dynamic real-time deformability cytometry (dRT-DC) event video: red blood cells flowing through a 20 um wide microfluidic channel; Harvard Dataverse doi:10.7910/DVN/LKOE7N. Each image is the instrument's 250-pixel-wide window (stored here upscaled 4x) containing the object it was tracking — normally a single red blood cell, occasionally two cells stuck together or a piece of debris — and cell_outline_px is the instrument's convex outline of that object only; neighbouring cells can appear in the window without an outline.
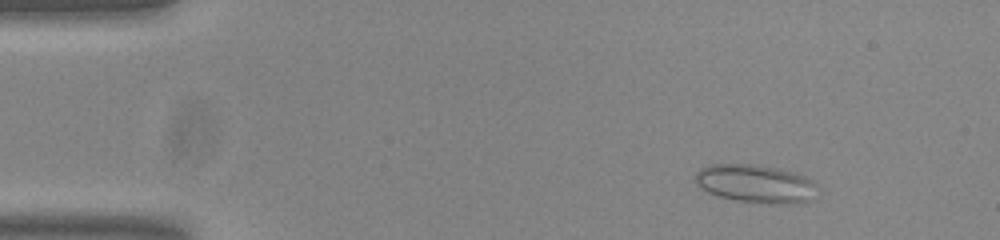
{"species": "common noctule bat (a hibernating species)", "species_latin": "Nyctalus noctula", "temperature_condition": "room temperature", "stored_images_in_passage": 54, "camera_frame_rate_fps": 3000, "um_per_image_px": 0.085, "animal": {"sex": "male", "body_mass_g": 20.0, "forearm_length_mm": 53.3}, "frame": {"image": 1, "passage_image": 7, "time_ms": 2.0, "image_size_px": [1000, 240], "cell_outline_px": [[820, 196], [816, 200], [796, 204], [772, 204], [736, 200], [720, 196], [708, 192], [696, 184], [696, 172], [700, 168], [712, 164], [756, 164], [780, 168], [804, 176], [812, 180], [816, 184]], "centroid_in_image_um": [64.33, 15.63], "position_along_channel_um": 20.7, "area_um2": 27.74}}
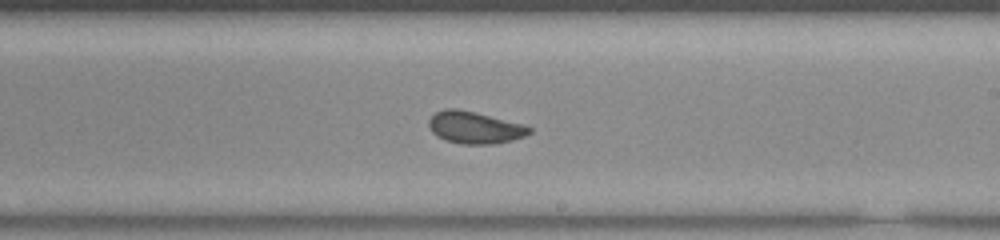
{"frame": {"image": 2, "passage_image": 32, "time_ms": 10.333, "image_size_px": [1000, 240], "cell_outline_px": [[532, 132], [524, 136], [512, 140], [492, 144], [460, 144], [444, 140], [436, 136], [432, 132], [428, 124], [428, 120], [436, 112], [444, 108], [456, 108], [476, 112], [524, 124], [532, 128]], "centroid_in_image_um": [40.34, 10.84], "position_along_channel_um": 248.7, "area_um2": 18.96}}
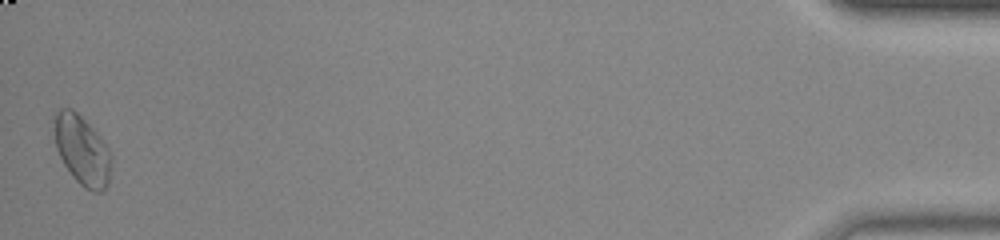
{"frame": {"image": 3, "passage_image": 54, "time_ms": 17.667, "image_size_px": [1000, 240], "cell_outline_px": [[112, 160], [108, 184], [100, 192], [92, 192], [84, 188], [72, 176], [64, 164], [56, 148], [52, 120], [52, 116], [60, 108], [72, 108], [100, 136], [108, 148], [112, 156]], "centroid_in_image_um": [6.96, 12.76], "position_along_channel_um": 428.2, "area_um2": 23.29}, "authors_computed_cell_mechanics": {"area_um2": 18.8717, "velocity_mm_per_s": 3.7461, "shape_relaxation_time_tau1_ms": 7.58, "shape_relaxation_time_tau2_ms": null, "deformation_change_tau1": 0.1217, "deformation_change_tau2": null}}